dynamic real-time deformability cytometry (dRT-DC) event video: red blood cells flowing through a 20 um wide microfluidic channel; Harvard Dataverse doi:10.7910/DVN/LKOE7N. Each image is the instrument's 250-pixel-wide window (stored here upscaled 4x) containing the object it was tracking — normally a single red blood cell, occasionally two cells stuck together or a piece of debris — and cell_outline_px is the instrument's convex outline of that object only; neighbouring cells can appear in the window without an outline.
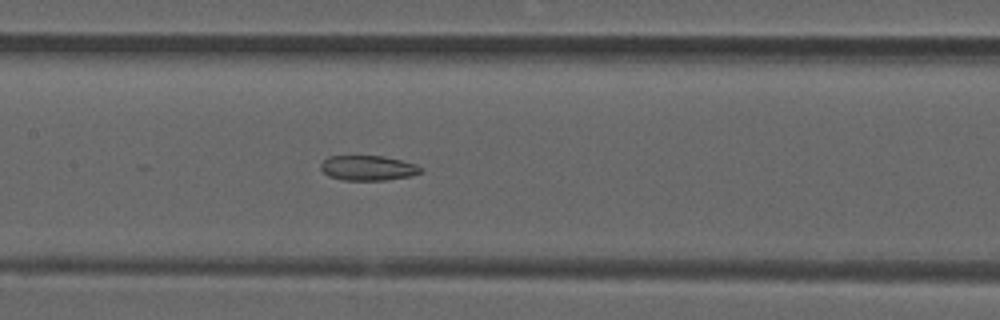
{"species": "common noctule bat (a hibernating species)", "species_latin": "Nyctalus noctula", "temperature_condition": "room temperature", "stored_images_in_passage": 52, "segment_of_instrument_passage": [2, 2], "camera_frame_rate_fps": 3000, "um_per_image_px": 0.085, "animal": {"sex": "male", "forearm_length_mm": 52.5}, "frame": {"image": 1, "passage_image": 25, "time_ms": 8.0, "image_size_px": [1000, 320], "cell_outline_px": [[424, 172], [412, 176], [384, 180], [344, 180], [328, 176], [320, 168], [320, 164], [328, 156], [384, 156], [416, 164], [424, 168]], "centroid_in_image_um": [31.32, 14.28], "position_along_channel_um": 176.1, "area_um2": 14.68}}
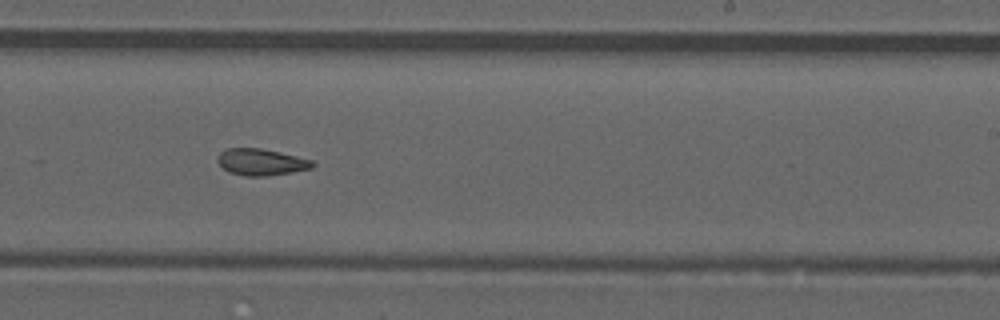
{"frame": {"image": 2, "passage_image": 32, "time_ms": 10.333, "image_size_px": [1000, 320], "cell_outline_px": [[316, 164], [312, 168], [292, 172], [268, 176], [244, 176], [228, 172], [216, 160], [220, 152], [228, 148], [260, 148], [296, 156], [312, 160]], "centroid_in_image_um": [22.19, 13.78], "position_along_channel_um": 266.8, "area_um2": 14.68}}
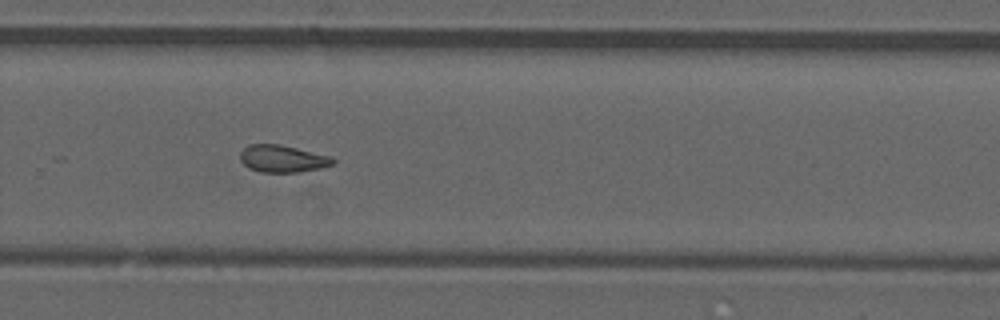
{"frame": {"image": 3, "passage_image": 35, "time_ms": 11.333, "image_size_px": [1000, 320], "cell_outline_px": [[336, 160], [332, 164], [320, 168], [300, 172], [260, 172], [248, 168], [240, 160], [240, 152], [248, 144], [280, 144], [332, 156]], "centroid_in_image_um": [24.01, 13.48], "position_along_channel_um": 305.8, "area_um2": 14.8}}